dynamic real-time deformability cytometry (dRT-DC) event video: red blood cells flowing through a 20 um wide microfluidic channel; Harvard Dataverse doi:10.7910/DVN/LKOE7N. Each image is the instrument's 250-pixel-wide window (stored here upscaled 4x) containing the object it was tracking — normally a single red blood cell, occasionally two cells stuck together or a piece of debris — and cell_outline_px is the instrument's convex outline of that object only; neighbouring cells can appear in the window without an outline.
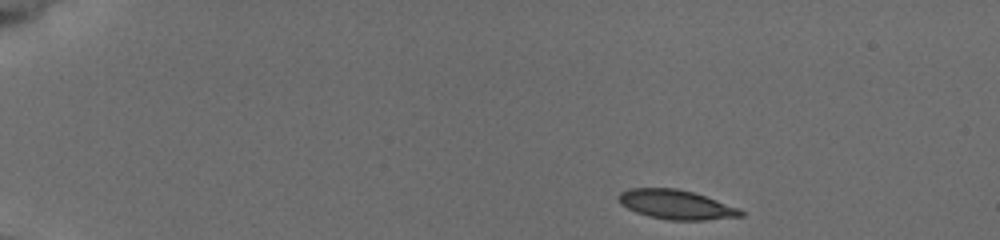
{"species": "common noctule bat (a hibernating species)", "species_latin": "Nyctalus noctula", "temperature_condition": "cold", "stored_images_in_passage": 47, "camera_frame_rate_fps": 3000, "um_per_image_px": 0.085, "animal": {"sex": "female", "body_mass_g": 19.5, "forearm_length_mm": 54.1}, "frame": {"image": 1, "passage_image": 1, "time_ms": 0.0, "image_size_px": [1000, 240], "cell_outline_px": [[744, 216], [704, 220], [668, 220], [648, 216], [636, 212], [620, 204], [616, 200], [616, 196], [620, 192], [628, 188], [676, 188], [692, 192], [740, 208], [744, 212]], "centroid_in_image_um": [57.43, 17.39], "position_along_channel_um": 27.6, "area_um2": 20.98}}
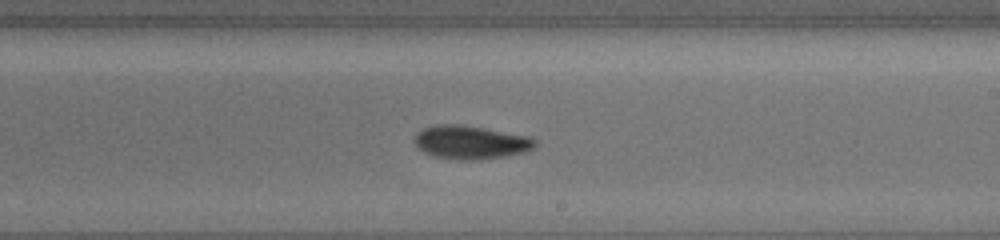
{"frame": {"image": 2, "passage_image": 27, "time_ms": 8.667, "image_size_px": [1000, 240], "cell_outline_px": [[536, 144], [528, 152], [480, 160], [456, 160], [436, 156], [424, 152], [416, 148], [412, 140], [416, 132], [424, 128], [436, 124], [456, 124], [484, 128], [528, 136], [536, 140]], "centroid_in_image_um": [39.96, 12.1], "position_along_channel_um": 249.0, "area_um2": 23.7}}
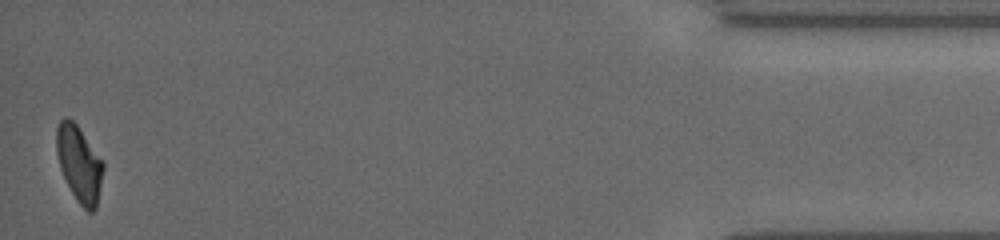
{"frame": {"image": 3, "passage_image": 47, "time_ms": 15.333, "image_size_px": [1000, 240], "cell_outline_px": [[104, 168], [96, 208], [92, 212], [88, 212], [80, 204], [72, 192], [60, 168], [56, 152], [56, 128], [60, 120], [64, 116], [68, 116], [76, 124], [104, 164]], "centroid_in_image_um": [6.71, 13.9], "position_along_channel_um": 428.5, "area_um2": 20.35}, "authors_computed_cell_mechanics": {"area_um2": 22.1374, "velocity_mm_per_s": 3.766, "shape_relaxation_time_tau1_ms": 3.9715, "shape_relaxation_time_tau2_ms": null, "deformation_change_tau1": 0.1427, "deformation_change_tau2": null}}